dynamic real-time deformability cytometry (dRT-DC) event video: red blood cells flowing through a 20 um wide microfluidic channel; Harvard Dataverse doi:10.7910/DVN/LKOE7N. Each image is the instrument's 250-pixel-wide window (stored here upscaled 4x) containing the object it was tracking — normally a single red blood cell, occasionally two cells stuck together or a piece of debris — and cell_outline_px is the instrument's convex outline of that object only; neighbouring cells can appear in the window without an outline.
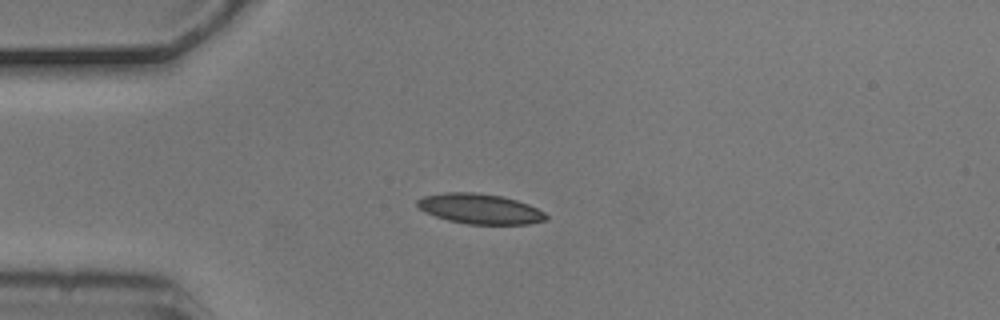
{"species": "common noctule bat (a hibernating species)", "species_latin": "Nyctalus noctula", "temperature_condition": "cold", "stored_images_in_passage": 3, "camera_frame_rate_fps": 3000, "um_per_image_px": 0.085, "animal": {"sex": "male", "body_mass_g": 20.5, "forearm_length_mm": 52.5}, "frame": {"image": 1, "passage_image": 3, "time_ms": 0.667, "image_size_px": [1000, 320], "cell_outline_px": [[548, 220], [528, 224], [468, 224], [448, 220], [424, 212], [416, 204], [416, 200], [424, 196], [444, 192], [472, 192], [500, 196], [516, 200], [528, 204], [544, 212], [548, 216]], "centroid_in_image_um": [40.79, 17.75], "position_along_channel_um": 44.2, "area_um2": 22.54}}